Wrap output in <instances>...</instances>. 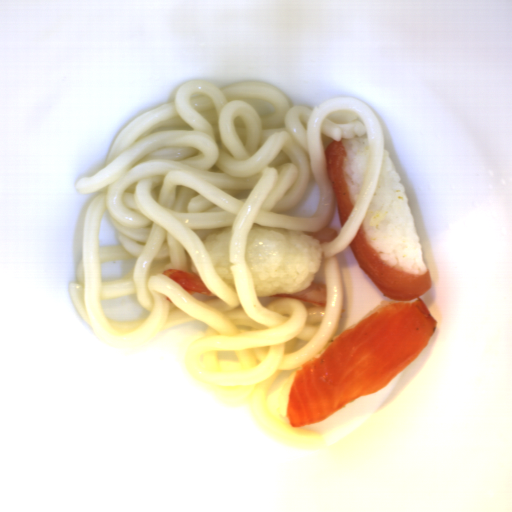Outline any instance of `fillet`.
I'll return each instance as SVG.
<instances>
[{"mask_svg": "<svg viewBox=\"0 0 512 512\" xmlns=\"http://www.w3.org/2000/svg\"><path fill=\"white\" fill-rule=\"evenodd\" d=\"M348 247L385 299L295 372L286 409L293 428L318 423L389 385L426 351L437 329L422 301L432 287L429 270L390 265L370 244L362 222Z\"/></svg>", "mask_w": 512, "mask_h": 512, "instance_id": "fillet-1", "label": "fillet"}, {"mask_svg": "<svg viewBox=\"0 0 512 512\" xmlns=\"http://www.w3.org/2000/svg\"><path fill=\"white\" fill-rule=\"evenodd\" d=\"M162 274L175 281L190 295L203 294L207 296H216L207 289L200 274L197 272L180 270L177 268H167L163 270Z\"/></svg>", "mask_w": 512, "mask_h": 512, "instance_id": "fillet-4", "label": "fillet"}, {"mask_svg": "<svg viewBox=\"0 0 512 512\" xmlns=\"http://www.w3.org/2000/svg\"><path fill=\"white\" fill-rule=\"evenodd\" d=\"M272 298L276 299H296L306 308L320 309L325 308L326 289L323 283L310 284L300 292L291 294H274Z\"/></svg>", "mask_w": 512, "mask_h": 512, "instance_id": "fillet-3", "label": "fillet"}, {"mask_svg": "<svg viewBox=\"0 0 512 512\" xmlns=\"http://www.w3.org/2000/svg\"><path fill=\"white\" fill-rule=\"evenodd\" d=\"M325 160L343 229L355 206L346 175V149L340 139L328 143Z\"/></svg>", "mask_w": 512, "mask_h": 512, "instance_id": "fillet-2", "label": "fillet"}, {"mask_svg": "<svg viewBox=\"0 0 512 512\" xmlns=\"http://www.w3.org/2000/svg\"><path fill=\"white\" fill-rule=\"evenodd\" d=\"M302 232H304V231H302ZM304 233L312 235L323 246L331 243L334 239H336L339 236L337 231L328 225L318 232H304Z\"/></svg>", "mask_w": 512, "mask_h": 512, "instance_id": "fillet-5", "label": "fillet"}]
</instances>
